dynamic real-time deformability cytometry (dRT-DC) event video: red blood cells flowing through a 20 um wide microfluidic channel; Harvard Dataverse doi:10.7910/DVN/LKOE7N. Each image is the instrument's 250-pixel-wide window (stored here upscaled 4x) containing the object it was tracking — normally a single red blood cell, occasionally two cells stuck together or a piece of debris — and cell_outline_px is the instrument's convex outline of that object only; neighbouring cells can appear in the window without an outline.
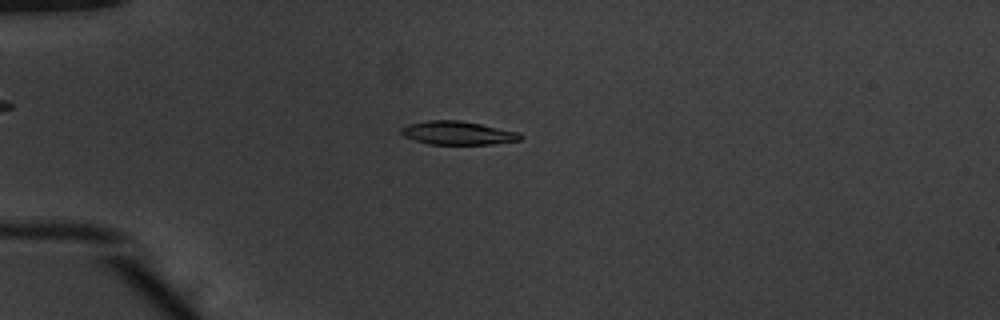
{"species": "common noctule bat (a hibernating species)", "species_latin": "Nyctalus noctula", "temperature_condition": "warm", "stored_images_in_passage": 52, "camera_frame_rate_fps": 3000, "um_per_image_px": 0.085, "animal": {"sex": "male", "body_mass_g": 20.1, "forearm_length_mm": 53.5}, "frame": {"image": 1, "passage_image": 14, "time_ms": 4.333, "image_size_px": [1000, 320], "cell_outline_px": [[524, 136], [520, 140], [492, 144], [428, 144], [404, 136], [400, 132], [400, 128], [408, 124], [428, 120], [460, 120], [520, 132]], "centroid_in_image_um": [38.92, 11.3], "position_along_channel_um": 46.1, "area_um2": 16.3}}
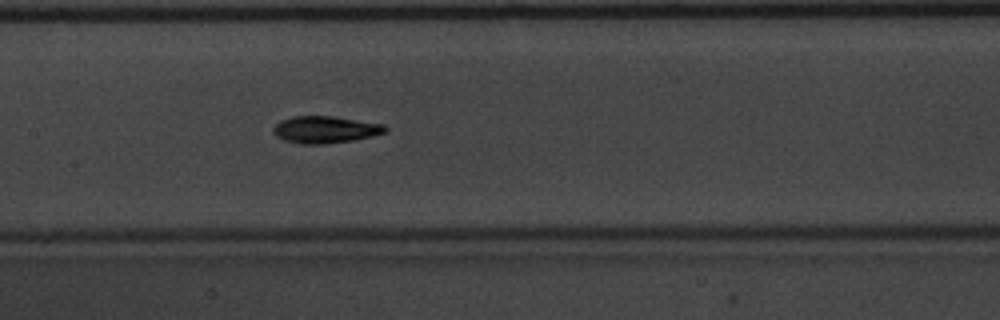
{"frame": {"image": 2, "passage_image": 26, "time_ms": 8.333, "image_size_px": [1000, 320], "cell_outline_px": [[388, 132], [372, 136], [352, 140], [324, 144], [300, 144], [284, 140], [276, 136], [272, 132], [272, 128], [280, 120], [292, 116], [332, 116], [384, 124], [388, 128]], "centroid_in_image_um": [27.63, 11.01], "position_along_channel_um": 179.8, "area_um2": 17.74}}
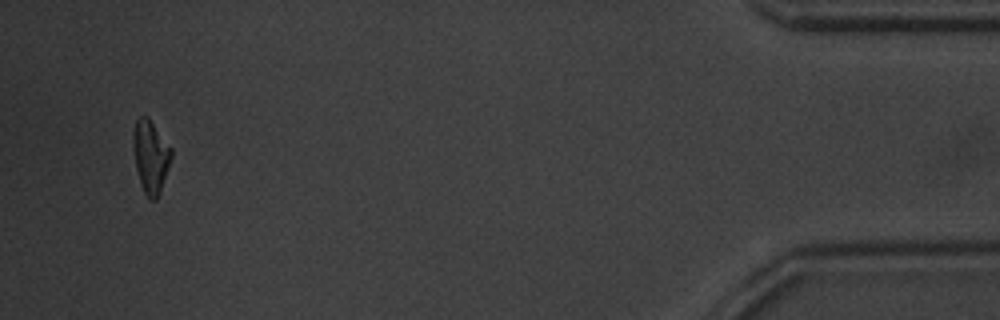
{"frame": {"image": 3, "passage_image": 50, "time_ms": 16.333, "image_size_px": [1000, 320], "cell_outline_px": [[172, 156], [160, 192], [156, 200], [148, 200], [140, 184], [136, 168], [132, 148], [132, 132], [136, 120], [140, 116], [148, 116], [172, 148]], "centroid_in_image_um": [12.78, 13.29], "position_along_channel_um": 422.4, "area_um2": 16.42}, "authors_computed_cell_mechanics": {"area_um2": 16.4152, "velocity_mm_per_s": 3.9266, "shape_relaxation_time_tau1_ms": 3.8428, "shape_relaxation_time_tau2_ms": 2.4232, "deformation_change_tau1": 0.1486, "deformation_change_tau2": 0.0783}}